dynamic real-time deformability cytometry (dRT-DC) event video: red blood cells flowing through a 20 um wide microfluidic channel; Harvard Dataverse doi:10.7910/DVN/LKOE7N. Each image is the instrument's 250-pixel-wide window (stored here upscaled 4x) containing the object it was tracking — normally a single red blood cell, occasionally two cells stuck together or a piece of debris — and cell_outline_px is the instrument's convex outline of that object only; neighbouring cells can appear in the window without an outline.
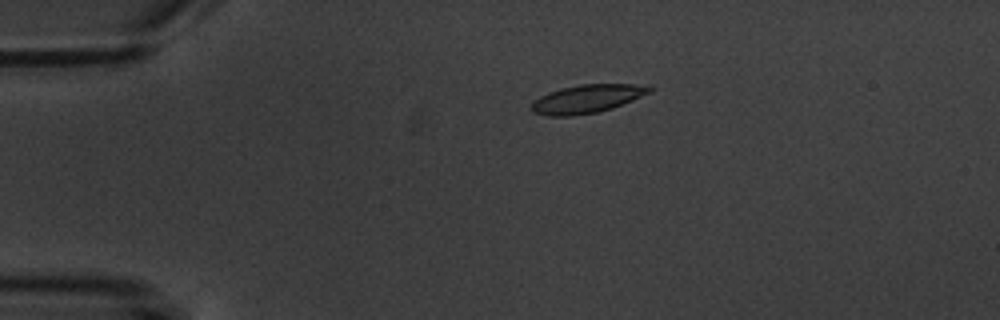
{"species": "common noctule bat (a hibernating species)", "species_latin": "Nyctalus noctula", "temperature_condition": "warm", "stored_images_in_passage": 4, "camera_frame_rate_fps": 3000, "um_per_image_px": 0.085, "animal": {"sex": "male", "body_mass_g": 20.1, "forearm_length_mm": 53.5}, "frame": {"image": 1, "passage_image": 2, "time_ms": 1.0, "image_size_px": [1000, 320], "cell_outline_px": [[652, 92], [612, 108], [596, 112], [572, 116], [548, 116], [532, 112], [532, 104], [540, 96], [548, 92], [580, 84], [648, 84], [652, 88]], "centroid_in_image_um": [49.93, 8.39], "position_along_channel_um": 35.1, "area_um2": 19.36}}
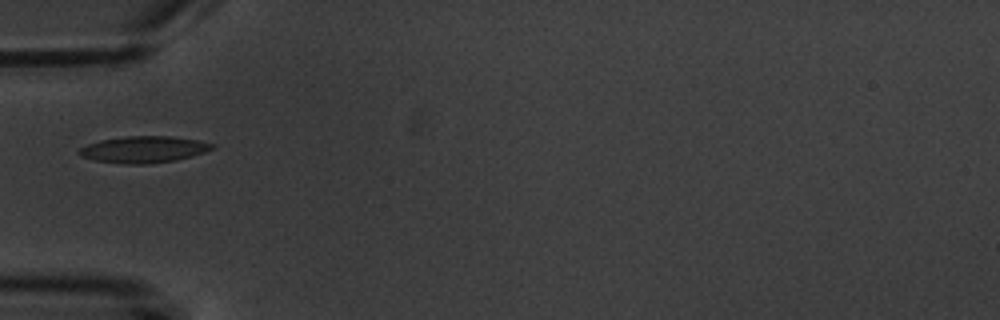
{"frame": {"image": 2, "passage_image": 4, "time_ms": 3.333, "image_size_px": [1000, 320], "cell_outline_px": [[216, 148], [192, 156], [176, 160], [148, 164], [124, 164], [96, 160], [80, 156], [76, 152], [80, 148], [88, 144], [100, 140], [128, 136], [172, 136], [196, 140], [216, 144]], "centroid_in_image_um": [12.23, 12.7], "position_along_channel_um": 72.8, "area_um2": 20.63}}